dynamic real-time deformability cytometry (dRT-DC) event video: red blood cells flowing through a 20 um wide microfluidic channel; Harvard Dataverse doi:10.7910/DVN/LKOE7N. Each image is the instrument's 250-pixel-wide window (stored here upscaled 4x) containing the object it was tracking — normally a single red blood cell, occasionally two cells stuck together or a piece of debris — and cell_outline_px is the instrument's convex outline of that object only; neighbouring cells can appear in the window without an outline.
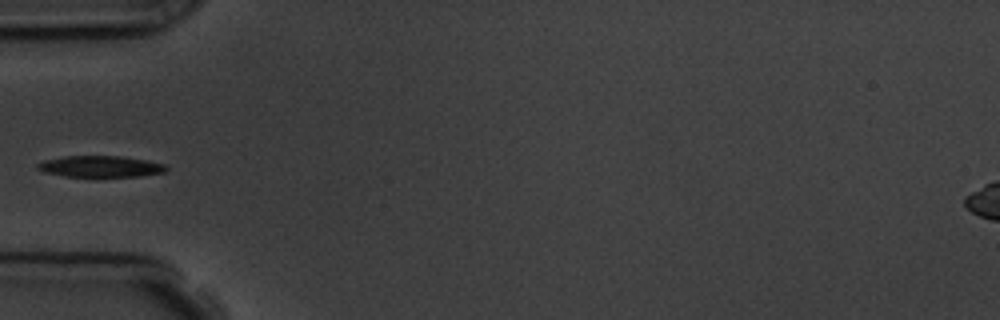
{"species": "common noctule bat (a hibernating species)", "species_latin": "Nyctalus noctula", "temperature_condition": "room temperature", "stored_images_in_passage": 6, "segment_of_instrument_passage": [2, 2], "camera_frame_rate_fps": 3000, "um_per_image_px": 0.085, "animal": {"sex": "male", "body_mass_g": 19.5, "forearm_length_mm": 54.6}, "frame": {"image": 1, "passage_image": 5, "time_ms": 4.667, "image_size_px": [1000, 320], "cell_outline_px": [[168, 168], [164, 172], [140, 176], [64, 176], [44, 172], [36, 168], [36, 164], [44, 160], [64, 156], [120, 156], [148, 160], [164, 164]], "centroid_in_image_um": [8.52, 14.14], "position_along_channel_um": 76.5, "area_um2": 15.9}}